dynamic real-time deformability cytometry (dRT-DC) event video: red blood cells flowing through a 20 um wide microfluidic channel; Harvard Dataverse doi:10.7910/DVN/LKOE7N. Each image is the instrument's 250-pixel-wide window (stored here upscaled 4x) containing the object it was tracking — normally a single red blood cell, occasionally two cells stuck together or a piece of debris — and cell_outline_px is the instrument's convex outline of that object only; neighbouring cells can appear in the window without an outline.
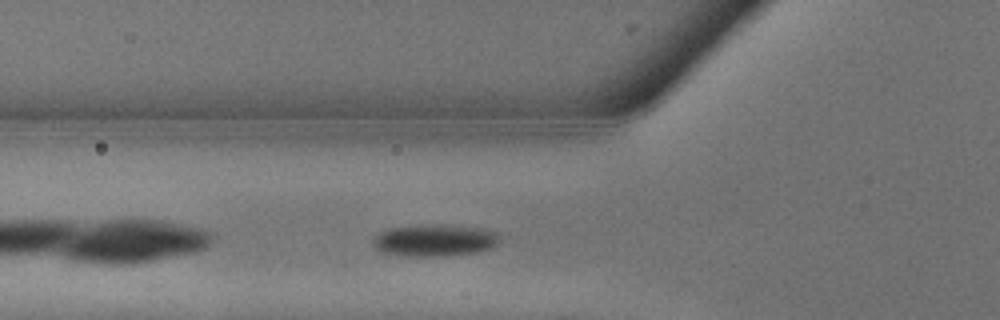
{"species": "common noctule bat (a hibernating species)", "species_latin": "Nyctalus noctula", "temperature_condition": "warm", "stored_images_in_passage": 5, "camera_frame_rate_fps": 3000, "um_per_image_px": 0.085, "animal": {"sex": "male", "body_mass_g": 13.3}, "frame": {"image": 1, "passage_image": 3, "time_ms": 0.667, "image_size_px": [1000, 320], "cell_outline_px": [[500, 240], [492, 248], [476, 252], [440, 256], [412, 256], [380, 252], [372, 244], [372, 240], [380, 232], [392, 228], [432, 224], [452, 224], [480, 228], [496, 232], [500, 236]], "centroid_in_image_um": [36.97, 20.42], "position_along_channel_um": 88.8, "area_um2": 23.58}}
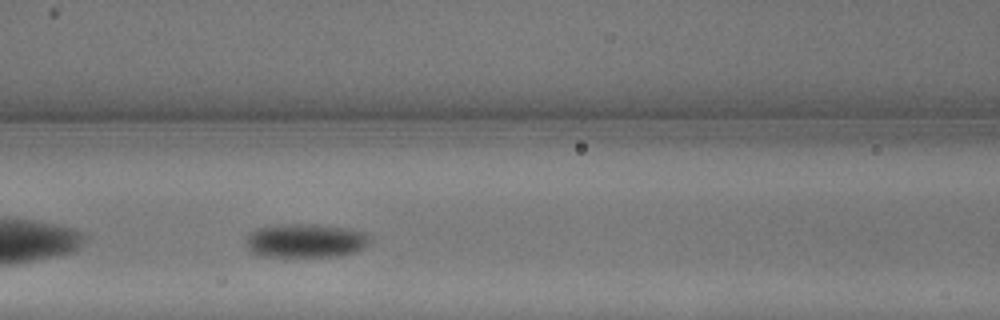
{"frame": {"image": 2, "passage_image": 5, "time_ms": 1.333, "image_size_px": [1000, 320], "cell_outline_px": [[372, 240], [360, 252], [340, 256], [260, 256], [248, 252], [244, 244], [248, 236], [256, 228], [280, 224], [316, 224], [348, 228], [368, 232], [372, 236]], "centroid_in_image_um": [26.02, 20.46], "position_along_channel_um": 140.6, "area_um2": 25.14}}